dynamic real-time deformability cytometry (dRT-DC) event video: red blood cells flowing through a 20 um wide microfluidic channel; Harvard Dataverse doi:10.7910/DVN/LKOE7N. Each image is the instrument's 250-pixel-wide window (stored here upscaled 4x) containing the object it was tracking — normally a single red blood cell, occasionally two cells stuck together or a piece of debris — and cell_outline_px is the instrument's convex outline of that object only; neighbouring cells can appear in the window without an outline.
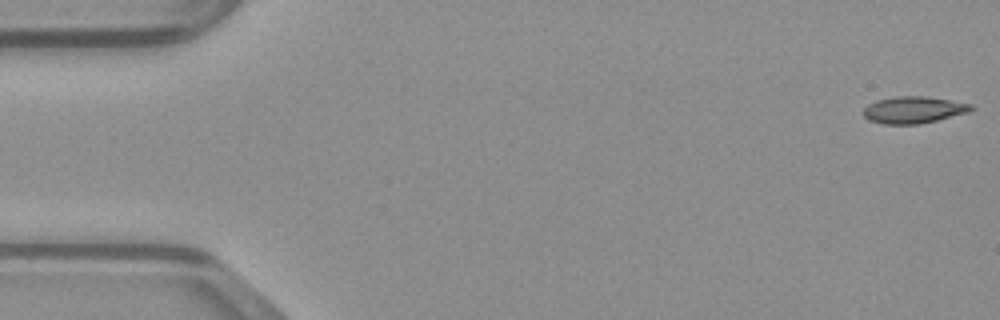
{"species": "common noctule bat (a hibernating species)", "species_latin": "Nyctalus noctula", "temperature_condition": "warm", "stored_images_in_passage": 48, "camera_frame_rate_fps": 3000, "um_per_image_px": 0.085, "animal": {"sex": "male", "body_mass_g": 23.1, "forearm_length_mm": 52.7}, "frame": {"image": 1, "passage_image": 1, "time_ms": 0.0, "image_size_px": [1000, 320], "cell_outline_px": [[976, 108], [968, 112], [920, 124], [884, 124], [868, 120], [864, 116], [864, 108], [868, 104], [876, 100], [896, 96], [924, 96], [972, 104]], "centroid_in_image_um": [77.64, 9.34], "position_along_channel_um": 7.4, "area_um2": 16.76}}
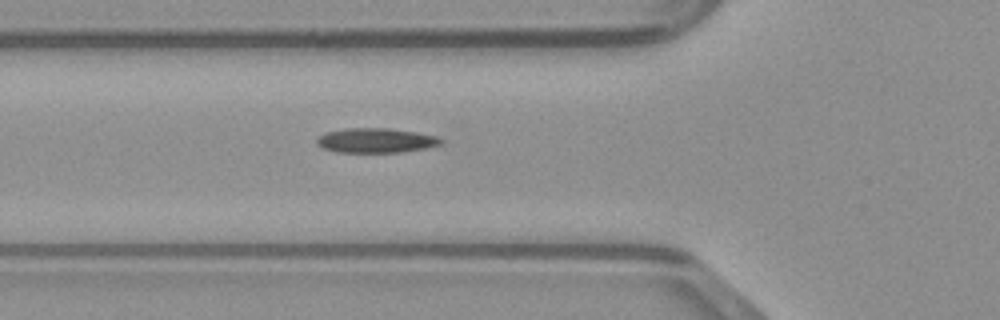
{"frame": {"image": 2, "passage_image": 17, "time_ms": 5.333, "image_size_px": [1000, 320], "cell_outline_px": [[444, 140], [440, 144], [428, 148], [400, 152], [336, 152], [324, 148], [316, 144], [316, 136], [328, 132], [344, 128], [388, 128], [416, 132], [436, 136]], "centroid_in_image_um": [31.93, 11.93], "position_along_channel_um": 93.9, "area_um2": 17.86}}
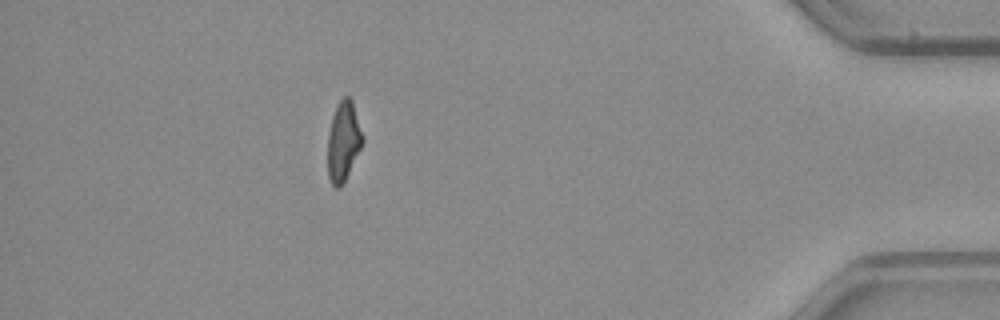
{"frame": {"image": 3, "passage_image": 43, "time_ms": 14.0, "image_size_px": [1000, 320], "cell_outline_px": [[364, 140], [344, 184], [340, 188], [336, 188], [332, 184], [328, 176], [328, 132], [332, 116], [336, 104], [344, 96], [348, 96], [352, 100], [364, 136]], "centroid_in_image_um": [29.19, 12.01], "position_along_channel_um": 406.0, "area_um2": 16.42}}